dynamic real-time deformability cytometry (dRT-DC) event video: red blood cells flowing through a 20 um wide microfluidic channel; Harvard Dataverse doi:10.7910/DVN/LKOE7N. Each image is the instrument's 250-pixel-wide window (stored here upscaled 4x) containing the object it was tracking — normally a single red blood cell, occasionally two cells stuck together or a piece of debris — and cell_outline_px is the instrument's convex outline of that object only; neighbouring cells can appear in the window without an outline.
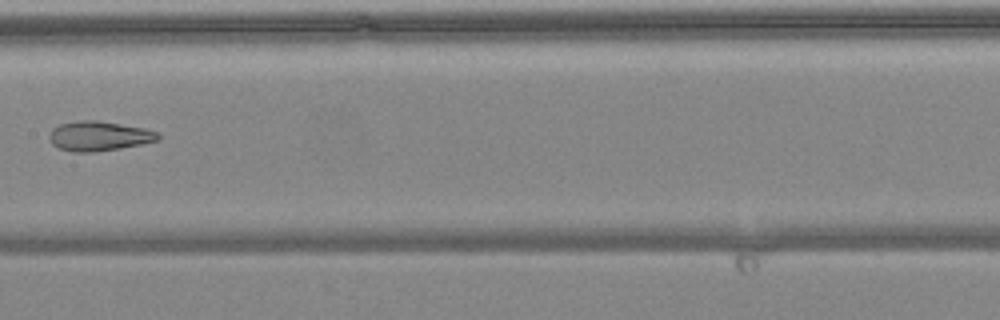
{"species": "common noctule bat (a hibernating species)", "species_latin": "Nyctalus noctula", "temperature_condition": "warm", "stored_images_in_passage": 7, "camera_frame_rate_fps": 3000, "um_per_image_px": 0.085, "animal": {"sex": "female", "body_mass_g": 24.6, "forearm_length_mm": 56.2}, "frame": {"image": 1, "passage_image": 7, "time_ms": 2.0, "image_size_px": [1000, 320], "cell_outline_px": [[160, 136], [156, 140], [140, 144], [120, 148], [96, 152], [72, 152], [60, 148], [52, 144], [48, 140], [48, 136], [52, 128], [60, 124], [80, 120], [96, 120], [144, 128], [156, 132]], "centroid_in_image_um": [8.34, 11.56], "position_along_channel_um": 199.1, "area_um2": 18.67}}